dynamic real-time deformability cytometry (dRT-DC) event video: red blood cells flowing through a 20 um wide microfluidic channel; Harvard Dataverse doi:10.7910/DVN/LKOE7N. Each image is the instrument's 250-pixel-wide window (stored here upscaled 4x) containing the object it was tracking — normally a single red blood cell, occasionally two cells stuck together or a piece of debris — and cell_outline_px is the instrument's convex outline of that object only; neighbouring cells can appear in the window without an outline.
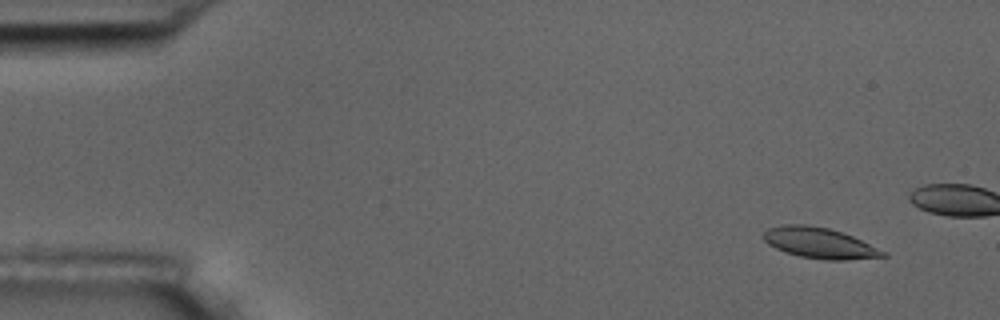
{"species": "common noctule bat (a hibernating species)", "species_latin": "Nyctalus noctula", "temperature_condition": "room temperature", "stored_images_in_passage": 5, "camera_frame_rate_fps": 3000, "um_per_image_px": 0.085, "animal": {"sex": "male", "body_mass_g": 17.5, "forearm_length_mm": 52.3}, "frame": {"image": 1, "passage_image": 1, "time_ms": 0.0, "image_size_px": [1000, 320], "cell_outline_px": [[888, 256], [844, 260], [828, 260], [800, 256], [776, 248], [768, 244], [764, 240], [764, 232], [768, 228], [780, 224], [804, 224], [828, 228], [844, 232], [888, 252]], "centroid_in_image_um": [69.69, 20.64], "position_along_channel_um": 15.3, "area_um2": 21.39}}